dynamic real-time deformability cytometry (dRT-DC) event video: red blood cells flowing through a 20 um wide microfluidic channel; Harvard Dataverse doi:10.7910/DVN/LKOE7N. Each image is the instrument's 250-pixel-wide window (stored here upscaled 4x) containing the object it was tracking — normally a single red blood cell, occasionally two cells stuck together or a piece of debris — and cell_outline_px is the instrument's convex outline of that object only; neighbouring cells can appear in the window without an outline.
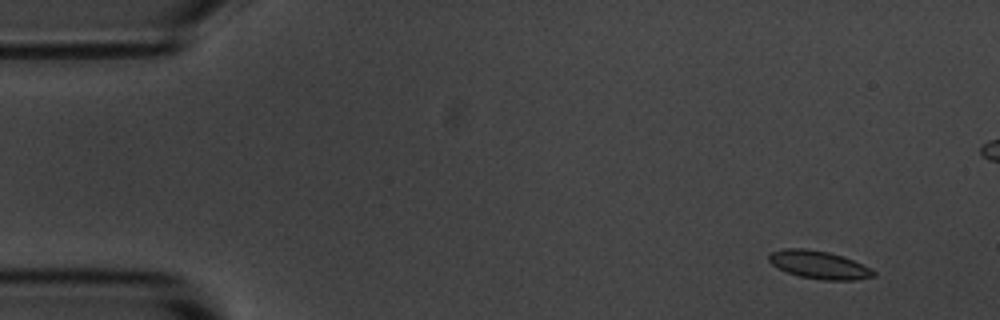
{"species": "common noctule bat (a hibernating species)", "species_latin": "Nyctalus noctula", "temperature_condition": "room temperature", "stored_images_in_passage": 7, "camera_frame_rate_fps": 3000, "um_per_image_px": 0.085, "animal": {"sex": "male", "body_mass_g": 20.1, "forearm_length_mm": 53.5}, "frame": {"image": 1, "passage_image": 2, "time_ms": 1.0, "image_size_px": [1000, 320], "cell_outline_px": [[876, 276], [856, 280], [824, 280], [800, 276], [788, 272], [772, 264], [768, 260], [768, 252], [784, 248], [804, 248], [828, 252], [844, 256], [872, 268], [876, 272]], "centroid_in_image_um": [69.64, 22.5], "position_along_channel_um": 15.4, "area_um2": 17.17}}
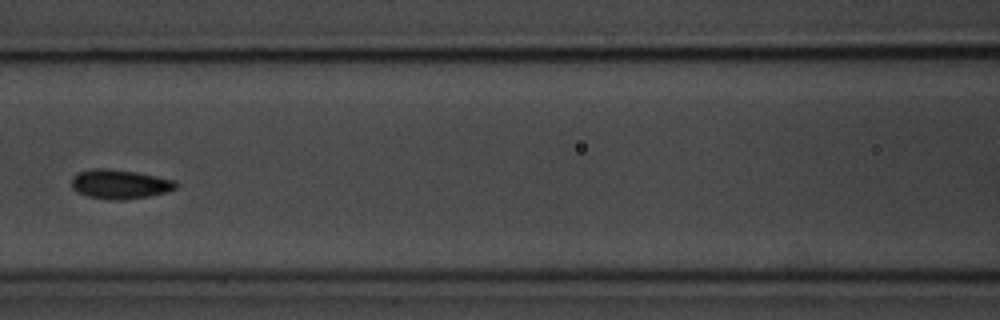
{"frame": {"image": 2, "passage_image": 7, "time_ms": 7.667, "image_size_px": [1000, 320], "cell_outline_px": [[176, 188], [168, 192], [148, 196], [124, 200], [108, 200], [88, 196], [76, 192], [72, 188], [72, 176], [80, 172], [92, 168], [108, 168], [136, 172], [176, 180]], "centroid_in_image_um": [10.17, 15.66], "position_along_channel_um": 156.4, "area_um2": 17.92}}